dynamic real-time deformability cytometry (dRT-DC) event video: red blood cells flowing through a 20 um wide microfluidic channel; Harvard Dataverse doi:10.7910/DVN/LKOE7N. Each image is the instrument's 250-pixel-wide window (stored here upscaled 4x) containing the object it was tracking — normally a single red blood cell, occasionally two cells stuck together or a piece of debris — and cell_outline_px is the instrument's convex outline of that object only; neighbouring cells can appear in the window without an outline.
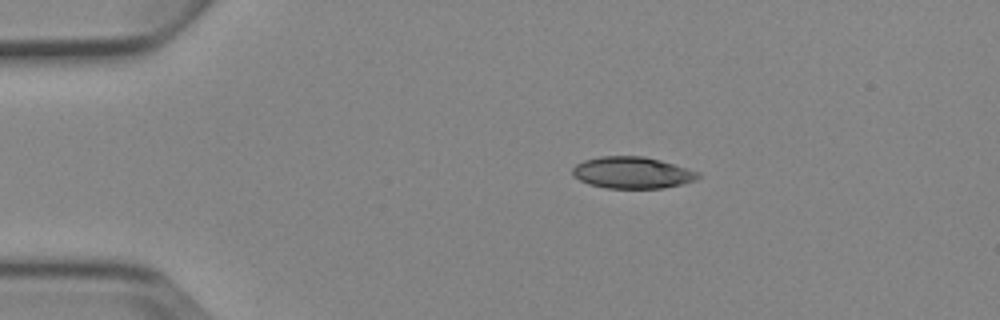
{"species": "Egyptian fruit bat (a non-hibernating species)", "species_latin": "Rousettus aegyptiacus", "temperature_condition": "cold", "stored_images_in_passage": 5, "camera_frame_rate_fps": 3000, "um_per_image_px": 0.085, "animal": {"sex": "female"}, "frame": {"image": 1, "passage_image": 1, "time_ms": 0.0, "image_size_px": [1000, 320], "cell_outline_px": [[700, 176], [696, 180], [684, 184], [664, 188], [604, 188], [588, 184], [580, 180], [572, 172], [572, 168], [576, 164], [584, 160], [600, 156], [644, 156], [660, 160], [700, 172]], "centroid_in_image_um": [53.76, 14.68], "position_along_channel_um": 31.2, "area_um2": 23.24}}
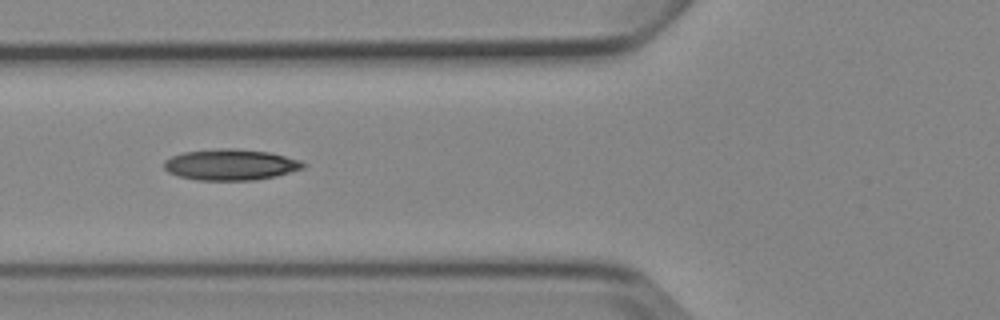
{"frame": {"image": 2, "passage_image": 4, "time_ms": 3.333, "image_size_px": [1000, 320], "cell_outline_px": [[308, 164], [304, 168], [276, 176], [252, 180], [196, 180], [176, 176], [168, 172], [164, 168], [164, 160], [172, 156], [184, 152], [220, 148], [232, 148], [268, 152], [300, 160]], "centroid_in_image_um": [19.58, 14.0], "position_along_channel_um": 106.2, "area_um2": 25.2}}
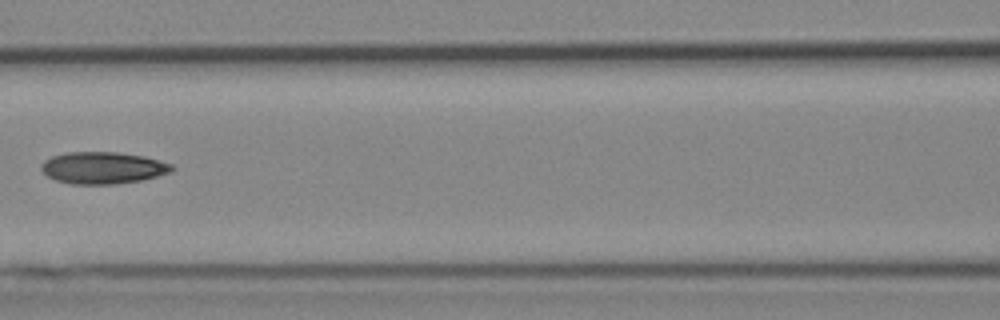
{"frame": {"image": 3, "passage_image": 5, "time_ms": 4.667, "image_size_px": [1000, 320], "cell_outline_px": [[176, 168], [172, 172], [140, 180], [116, 184], [72, 184], [56, 180], [48, 176], [40, 168], [40, 164], [44, 160], [52, 156], [64, 152], [116, 152], [144, 156], [172, 164]], "centroid_in_image_um": [8.74, 14.26], "position_along_channel_um": 157.9, "area_um2": 24.33}}